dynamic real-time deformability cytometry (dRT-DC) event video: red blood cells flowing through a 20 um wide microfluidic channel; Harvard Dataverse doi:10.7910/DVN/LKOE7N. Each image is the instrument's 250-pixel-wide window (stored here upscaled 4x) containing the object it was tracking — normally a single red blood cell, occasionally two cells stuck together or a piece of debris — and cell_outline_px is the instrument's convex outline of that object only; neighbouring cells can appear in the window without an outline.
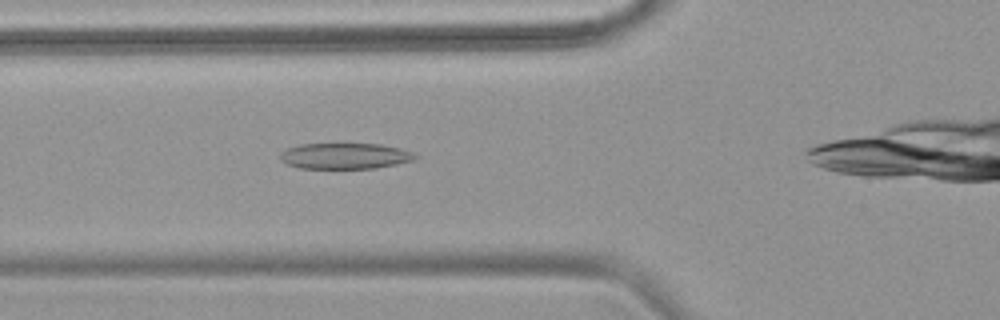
{"species": "common noctule bat (a hibernating species)", "species_latin": "Nyctalus noctula", "temperature_condition": "warm", "stored_images_in_passage": 44, "camera_frame_rate_fps": 3000, "um_per_image_px": 0.085, "animal": {"sex": "female", "body_mass_g": 18.4}, "frame": {"image": 1, "passage_image": 10, "time_ms": 3.0, "image_size_px": [1000, 320], "cell_outline_px": [[416, 156], [412, 160], [396, 164], [376, 168], [300, 168], [288, 164], [280, 160], [280, 152], [288, 148], [300, 144], [380, 144], [400, 148], [412, 152]], "centroid_in_image_um": [29.29, 13.25], "position_along_channel_um": 96.5, "area_um2": 20.17}}
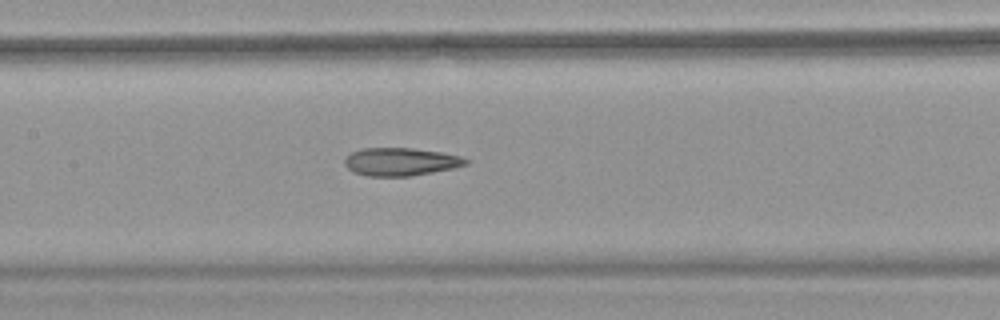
{"frame": {"image": 2, "passage_image": 16, "time_ms": 5.0, "image_size_px": [1000, 320], "cell_outline_px": [[468, 164], [452, 168], [412, 176], [368, 176], [356, 172], [348, 168], [344, 164], [344, 160], [352, 152], [364, 148], [412, 148], [440, 152], [460, 156], [468, 160]], "centroid_in_image_um": [34.06, 13.75], "position_along_channel_um": 173.3, "area_um2": 19.48}}
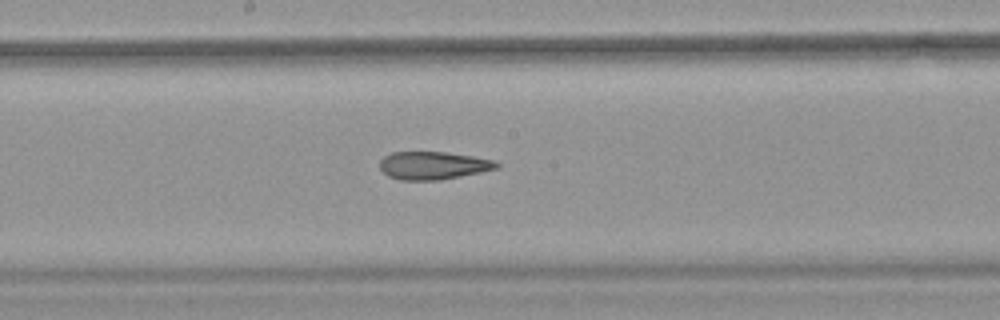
{"frame": {"image": 3, "passage_image": 19, "time_ms": 6.0, "image_size_px": [1000, 320], "cell_outline_px": [[500, 164], [496, 168], [480, 172], [440, 180], [400, 180], [388, 176], [380, 168], [380, 160], [384, 156], [392, 152], [444, 152], [472, 156], [496, 160]], "centroid_in_image_um": [36.8, 14.06], "position_along_channel_um": 211.4, "area_um2": 18.9}, "authors_computed_cell_mechanics": {"area_um2": 20.9525, "velocity_mm_per_s": 3.8344, "shape_relaxation_time_tau1_ms": null, "shape_relaxation_time_tau2_ms": 2.6648, "deformation_change_tau1": null, "deformation_change_tau2": 0.1272}}